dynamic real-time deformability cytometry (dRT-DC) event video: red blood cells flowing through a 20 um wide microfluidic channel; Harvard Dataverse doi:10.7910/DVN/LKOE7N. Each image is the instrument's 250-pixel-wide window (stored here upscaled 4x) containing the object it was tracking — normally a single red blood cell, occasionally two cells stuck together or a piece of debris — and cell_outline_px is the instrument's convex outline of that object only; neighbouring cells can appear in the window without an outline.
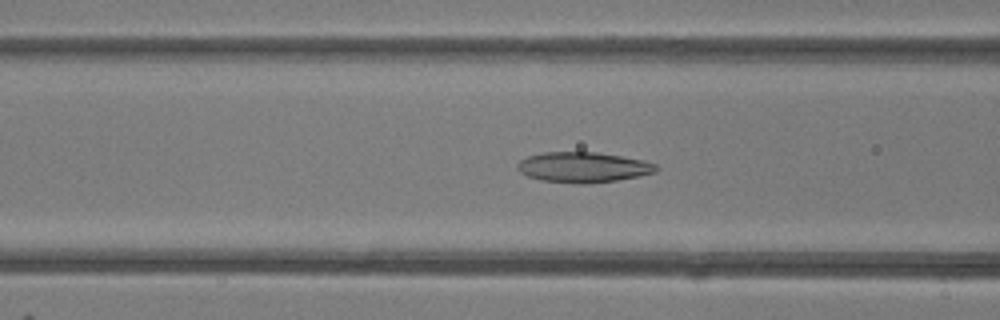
{"species": "common noctule bat (a hibernating species)", "species_latin": "Nyctalus noctula", "temperature_condition": "room temperature", "stored_images_in_passage": 48, "camera_frame_rate_fps": 3000, "um_per_image_px": 0.085, "animal": {"sex": "female"}, "frame": {"image": 1, "passage_image": 19, "time_ms": 6.0, "image_size_px": [1000, 320], "cell_outline_px": [[660, 168], [656, 172], [640, 176], [616, 180], [584, 184], [576, 184], [540, 180], [528, 176], [520, 172], [516, 168], [516, 164], [520, 160], [528, 156], [544, 152], [596, 152], [644, 160], [656, 164]], "centroid_in_image_um": [49.57, 14.22], "position_along_channel_um": 117.0, "area_um2": 24.68}}
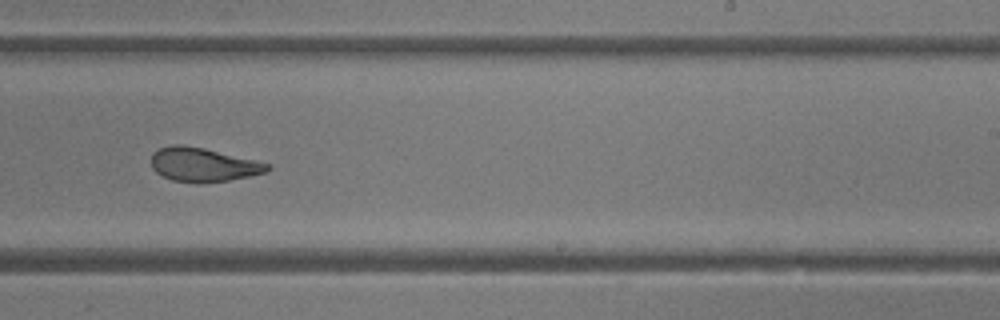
{"frame": {"image": 2, "passage_image": 30, "time_ms": 9.667, "image_size_px": [1000, 320], "cell_outline_px": [[272, 168], [264, 172], [248, 176], [228, 180], [200, 184], [196, 184], [172, 180], [156, 172], [152, 168], [152, 152], [160, 148], [172, 144], [180, 144], [204, 148], [268, 164]], "centroid_in_image_um": [17.2, 14.01], "position_along_channel_um": 271.8, "area_um2": 22.72}}
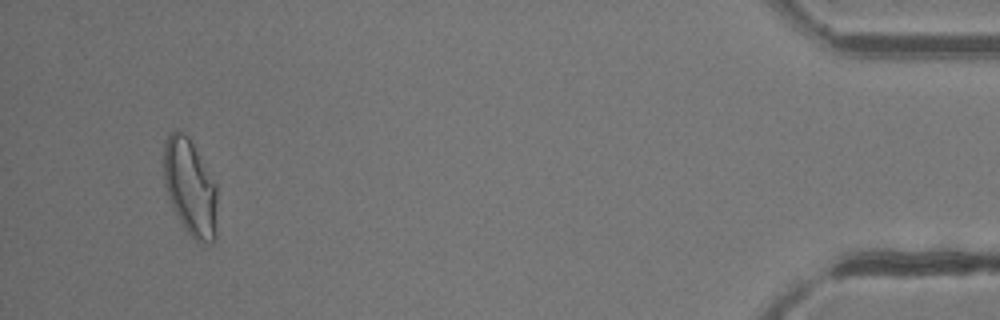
{"frame": {"image": 3, "passage_image": 46, "time_ms": 15.0, "image_size_px": [1000, 320], "cell_outline_px": [[216, 240], [212, 244], [208, 244], [196, 240], [188, 232], [180, 220], [168, 196], [164, 184], [164, 140], [176, 128], [184, 132], [192, 140], [216, 184]], "centroid_in_image_um": [16.17, 15.89], "position_along_channel_um": 419.0, "area_um2": 30.17}, "authors_computed_cell_mechanics": {"area_um2": 25.4898, "velocity_mm_per_s": 4.2272, "shape_relaxation_time_tau1_ms": null, "shape_relaxation_time_tau2_ms": 2.335, "deformation_change_tau1": null, "deformation_change_tau2": 0.1061}}